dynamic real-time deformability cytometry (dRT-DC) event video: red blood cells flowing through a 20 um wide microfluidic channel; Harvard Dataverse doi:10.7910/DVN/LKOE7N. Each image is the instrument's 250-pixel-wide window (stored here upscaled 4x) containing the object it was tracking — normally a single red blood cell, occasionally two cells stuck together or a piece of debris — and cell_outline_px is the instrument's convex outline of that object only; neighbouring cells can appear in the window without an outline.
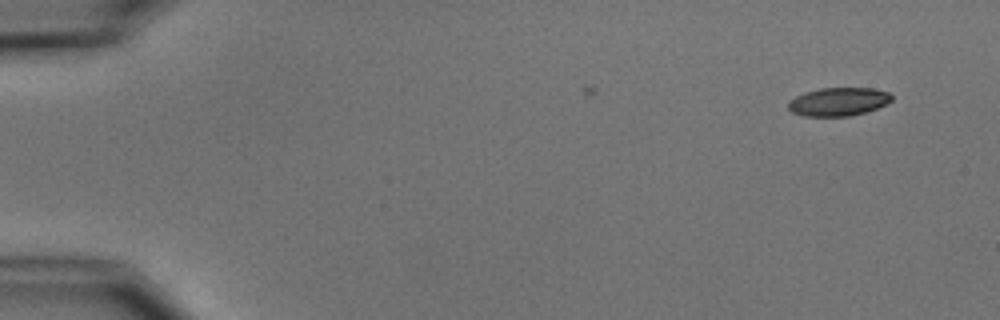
{"species": "common noctule bat (a hibernating species)", "species_latin": "Nyctalus noctula", "temperature_condition": "cold", "stored_images_in_passage": 7, "camera_frame_rate_fps": 3000, "um_per_image_px": 0.085, "animal": {"sex": "male", "body_mass_g": 15.6}, "frame": {"image": 1, "passage_image": 1, "time_ms": 0.0, "image_size_px": [1000, 320], "cell_outline_px": [[892, 100], [888, 104], [864, 112], [848, 116], [804, 116], [792, 112], [788, 108], [788, 100], [804, 92], [820, 88], [872, 88], [892, 92]], "centroid_in_image_um": [71.28, 8.63], "position_along_channel_um": 13.7, "area_um2": 17.22}}
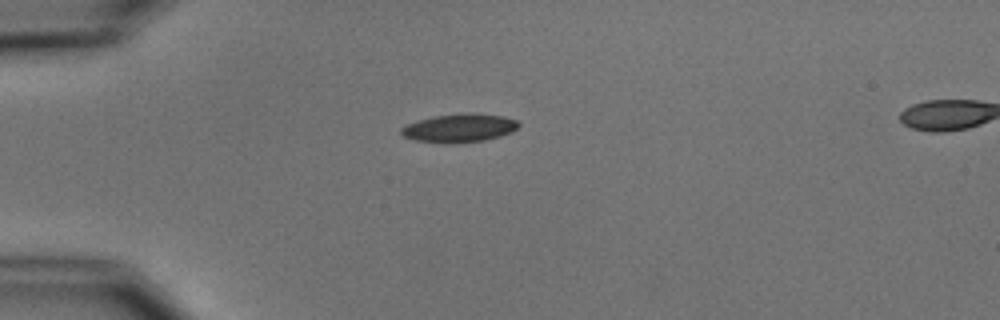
{"frame": {"image": 2, "passage_image": 4, "time_ms": 3.667, "image_size_px": [1000, 320], "cell_outline_px": [[520, 124], [512, 132], [500, 136], [484, 140], [452, 144], [444, 144], [416, 140], [404, 136], [400, 132], [400, 128], [404, 124], [432, 116], [472, 112], [476, 112], [504, 116], [516, 120]], "centroid_in_image_um": [39.02, 10.87], "position_along_channel_um": 46.0, "area_um2": 19.77}}